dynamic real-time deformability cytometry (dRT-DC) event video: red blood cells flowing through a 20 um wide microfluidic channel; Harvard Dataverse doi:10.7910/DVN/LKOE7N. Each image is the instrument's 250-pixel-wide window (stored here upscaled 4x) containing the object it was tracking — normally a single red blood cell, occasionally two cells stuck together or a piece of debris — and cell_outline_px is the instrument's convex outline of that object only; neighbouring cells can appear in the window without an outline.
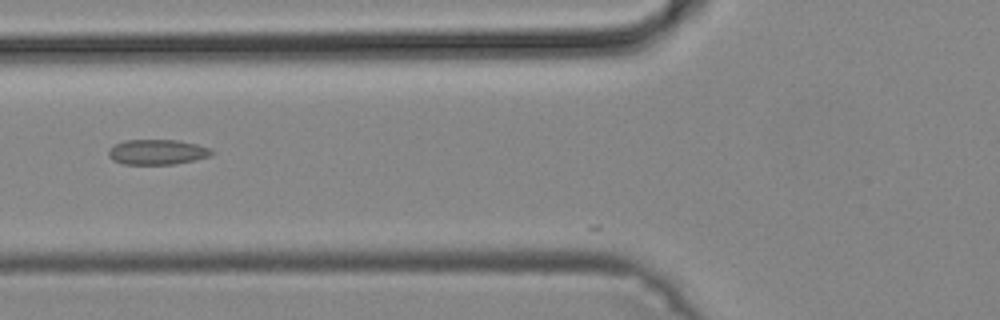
{"species": "common noctule bat (a hibernating species)", "species_latin": "Nyctalus noctula", "temperature_condition": "cold", "stored_images_in_passage": 8, "camera_frame_rate_fps": 3000, "um_per_image_px": 0.085, "animal": {"sex": "male", "body_mass_g": 19.2, "forearm_length_mm": 51.8}, "frame": {"image": 1, "passage_image": 3, "time_ms": 0.667, "image_size_px": [1000, 320], "cell_outline_px": [[212, 152], [208, 156], [196, 160], [176, 164], [124, 164], [112, 160], [108, 156], [108, 152], [116, 144], [124, 140], [176, 140], [196, 144], [212, 148]], "centroid_in_image_um": [13.37, 12.93], "position_along_channel_um": 112.4, "area_um2": 15.03}}
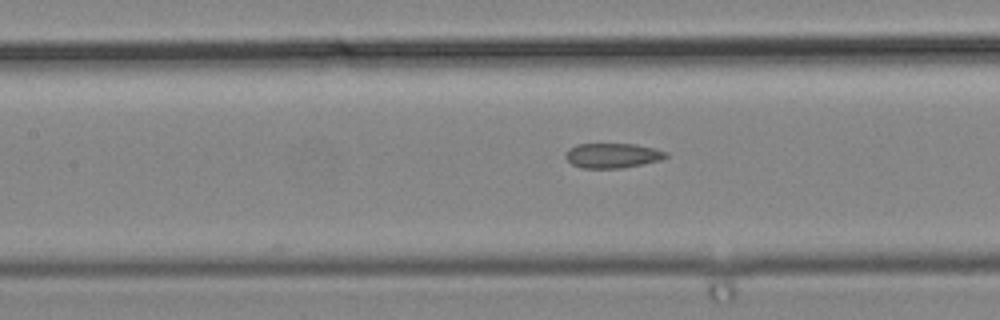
{"frame": {"image": 2, "passage_image": 6, "time_ms": 1.667, "image_size_px": [1000, 320], "cell_outline_px": [[668, 156], [660, 160], [644, 164], [624, 168], [580, 168], [572, 164], [564, 156], [568, 148], [576, 144], [636, 144], [656, 148], [668, 152]], "centroid_in_image_um": [52.08, 13.22], "position_along_channel_um": 155.3, "area_um2": 14.74}}